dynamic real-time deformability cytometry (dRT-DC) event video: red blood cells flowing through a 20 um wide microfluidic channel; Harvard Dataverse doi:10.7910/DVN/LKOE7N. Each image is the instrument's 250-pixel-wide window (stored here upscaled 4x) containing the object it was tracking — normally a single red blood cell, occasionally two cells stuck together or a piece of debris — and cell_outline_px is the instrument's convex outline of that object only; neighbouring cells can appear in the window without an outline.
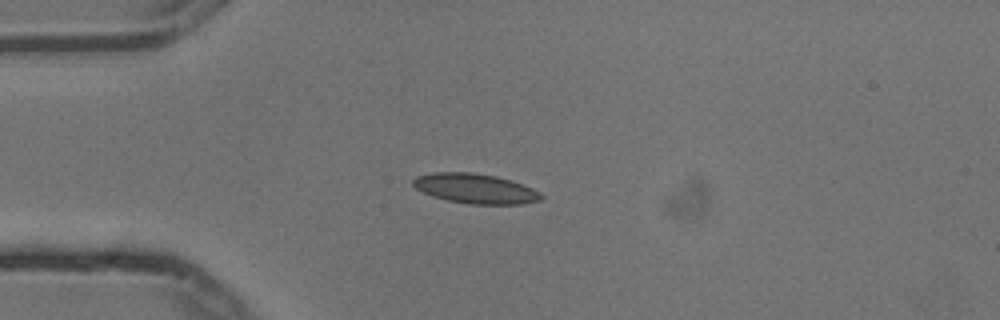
{"species": "common noctule bat (a hibernating species)", "species_latin": "Nyctalus noctula", "temperature_condition": "cold", "stored_images_in_passage": 3, "camera_frame_rate_fps": 3000, "um_per_image_px": 0.085, "animal": {"sex": "male", "body_mass_g": 13.3}, "frame": {"image": 1, "passage_image": 1, "time_ms": 0.0, "image_size_px": [1000, 320], "cell_outline_px": [[544, 196], [540, 200], [524, 204], [468, 204], [448, 200], [432, 196], [416, 188], [412, 184], [412, 180], [416, 176], [436, 172], [472, 172], [496, 176], [512, 180], [532, 188], [540, 192]], "centroid_in_image_um": [40.42, 16.03], "position_along_channel_um": 44.6, "area_um2": 22.31}}
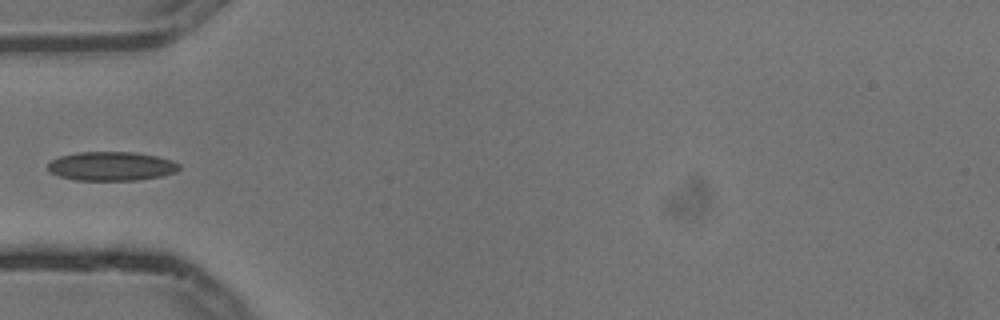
{"frame": {"image": 2, "passage_image": 2, "time_ms": 0.333, "image_size_px": [1000, 320], "cell_outline_px": [[180, 168], [176, 172], [160, 176], [136, 180], [76, 180], [60, 176], [48, 172], [48, 164], [52, 160], [60, 156], [76, 152], [132, 152], [156, 156], [172, 160], [180, 164]], "centroid_in_image_um": [9.46, 14.12], "position_along_channel_um": 75.5, "area_um2": 22.14}}
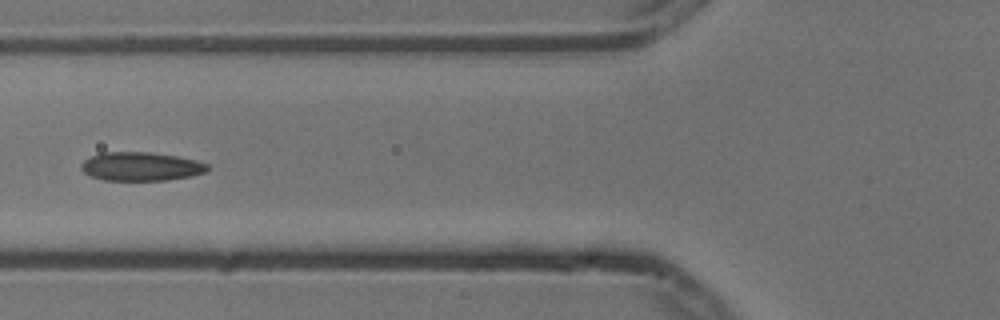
{"frame": {"image": 3, "passage_image": 3, "time_ms": 0.667, "image_size_px": [1000, 320], "cell_outline_px": [[212, 168], [208, 172], [192, 176], [168, 180], [104, 180], [92, 176], [84, 172], [80, 168], [80, 164], [84, 160], [100, 152], [152, 152], [176, 156], [196, 160], [208, 164]], "centroid_in_image_um": [12.03, 14.15], "position_along_channel_um": 113.8, "area_um2": 21.33}}